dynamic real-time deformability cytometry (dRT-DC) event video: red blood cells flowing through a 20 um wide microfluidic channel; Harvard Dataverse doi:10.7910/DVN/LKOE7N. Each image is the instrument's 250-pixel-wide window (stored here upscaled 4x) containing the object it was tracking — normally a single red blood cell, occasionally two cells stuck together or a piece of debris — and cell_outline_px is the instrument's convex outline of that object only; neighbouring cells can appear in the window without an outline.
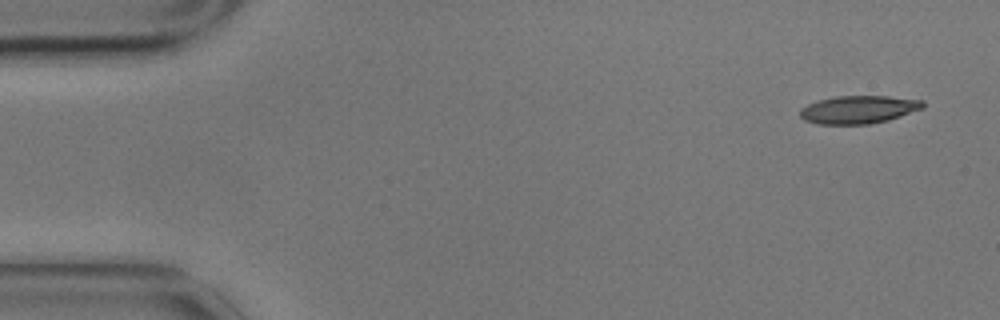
{"species": "common noctule bat (a hibernating species)", "species_latin": "Nyctalus noctula", "temperature_condition": "cold", "stored_images_in_passage": 4, "camera_frame_rate_fps": 3000, "um_per_image_px": 0.085, "animal": {"sex": "male", "body_mass_g": 17.9}, "frame": {"image": 1, "passage_image": 1, "time_ms": 0.0, "image_size_px": [1000, 320], "cell_outline_px": [[924, 108], [888, 120], [868, 124], [816, 124], [804, 120], [800, 116], [800, 108], [808, 104], [820, 100], [836, 96], [888, 96], [924, 100]], "centroid_in_image_um": [72.98, 9.31], "position_along_channel_um": 12.0, "area_um2": 20.0}}
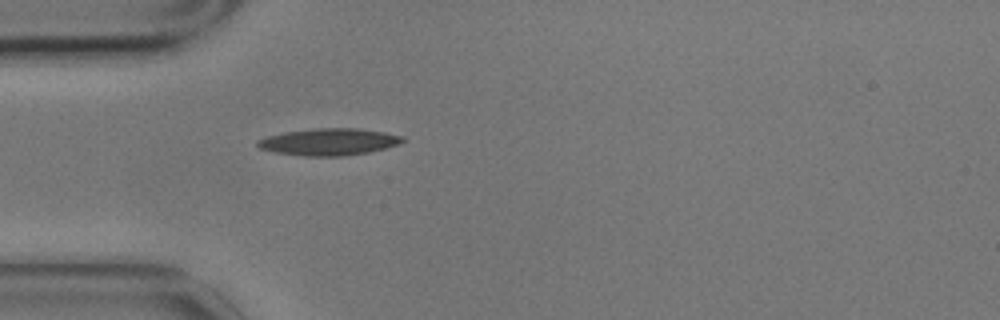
{"frame": {"image": 2, "passage_image": 4, "time_ms": 1.0, "image_size_px": [1000, 320], "cell_outline_px": [[404, 140], [396, 144], [384, 148], [368, 152], [344, 156], [304, 156], [272, 152], [260, 148], [256, 144], [256, 140], [268, 136], [284, 132], [316, 128], [360, 128], [384, 132], [404, 136]], "centroid_in_image_um": [27.92, 12.05], "position_along_channel_um": 57.1, "area_um2": 22.72}}